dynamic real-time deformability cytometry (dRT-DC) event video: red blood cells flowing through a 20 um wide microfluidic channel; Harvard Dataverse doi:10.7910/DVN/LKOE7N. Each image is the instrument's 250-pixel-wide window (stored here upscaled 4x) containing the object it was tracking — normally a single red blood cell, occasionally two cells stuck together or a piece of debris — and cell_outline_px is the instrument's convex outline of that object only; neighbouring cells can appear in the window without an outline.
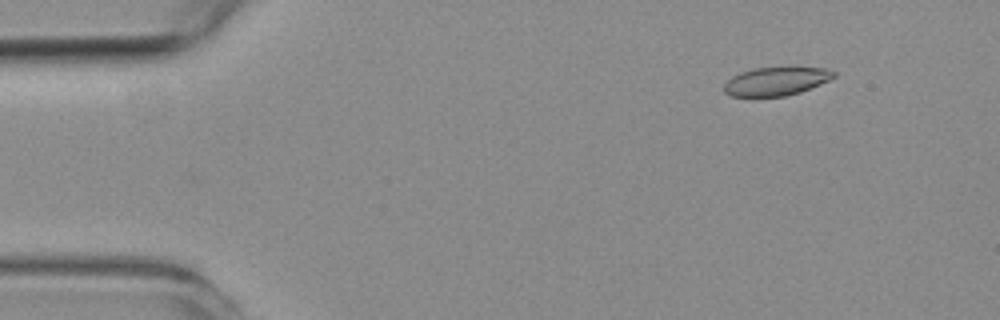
{"species": "common noctule bat (a hibernating species)", "species_latin": "Nyctalus noctula", "temperature_condition": "room temperature", "stored_images_in_passage": 9, "camera_frame_rate_fps": 3000, "um_per_image_px": 0.085, "animal": {"sex": "female", "body_mass_g": 19.3, "forearm_length_mm": 54.1}, "frame": {"image": 1, "passage_image": 1, "time_ms": 0.0, "image_size_px": [1000, 320], "cell_outline_px": [[836, 76], [820, 84], [800, 92], [784, 96], [728, 96], [724, 92], [724, 84], [732, 76], [740, 72], [756, 68], [788, 64], [828, 68], [836, 72]], "centroid_in_image_um": [66.02, 6.84], "position_along_channel_um": 19.0, "area_um2": 19.02}}